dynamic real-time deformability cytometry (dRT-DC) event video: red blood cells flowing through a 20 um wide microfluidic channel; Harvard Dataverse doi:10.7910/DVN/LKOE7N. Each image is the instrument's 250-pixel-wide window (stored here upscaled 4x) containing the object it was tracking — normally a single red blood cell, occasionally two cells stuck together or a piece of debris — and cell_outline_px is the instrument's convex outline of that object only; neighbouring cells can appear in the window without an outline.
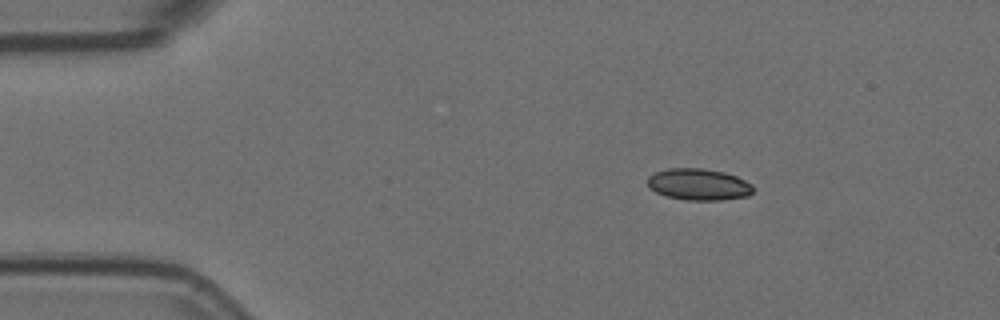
{"species": "Egyptian fruit bat (a non-hibernating species)", "species_latin": "Rousettus aegyptiacus", "temperature_condition": "room temperature", "stored_images_in_passage": 4, "camera_frame_rate_fps": 3000, "um_per_image_px": 0.085, "animal": {"sex": "female"}, "frame": {"image": 1, "passage_image": 1, "time_ms": 0.0, "image_size_px": [1000, 320], "cell_outline_px": [[752, 192], [748, 196], [720, 200], [688, 200], [668, 196], [656, 192], [648, 188], [648, 176], [656, 172], [668, 168], [700, 168], [724, 172], [736, 176], [752, 184]], "centroid_in_image_um": [59.37, 15.67], "position_along_channel_um": 25.6, "area_um2": 19.31}}